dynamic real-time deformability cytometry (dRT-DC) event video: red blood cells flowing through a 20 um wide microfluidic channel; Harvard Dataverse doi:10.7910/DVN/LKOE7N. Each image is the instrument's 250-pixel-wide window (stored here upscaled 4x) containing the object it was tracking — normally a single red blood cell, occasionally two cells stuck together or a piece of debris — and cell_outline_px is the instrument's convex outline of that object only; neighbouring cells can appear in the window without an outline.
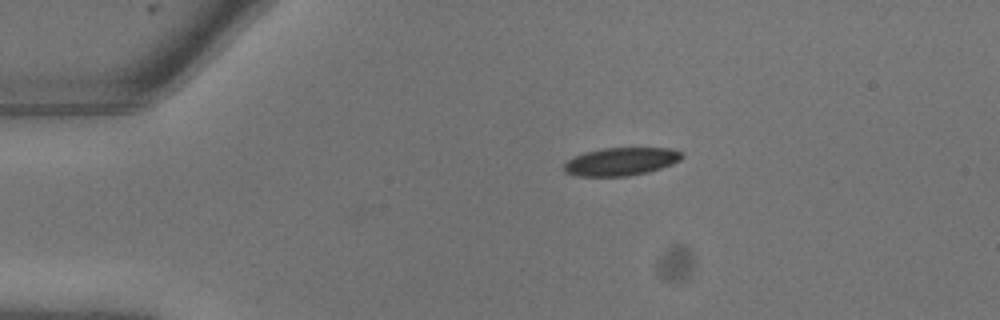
{"species": "common noctule bat (a hibernating species)", "species_latin": "Nyctalus noctula", "temperature_condition": "warm", "stored_images_in_passage": 5, "camera_frame_rate_fps": 3000, "um_per_image_px": 0.085, "animal": {"sex": "male", "body_mass_g": 13.3}, "frame": {"image": 1, "passage_image": 1, "time_ms": 0.0, "image_size_px": [1000, 320], "cell_outline_px": [[684, 156], [680, 160], [672, 164], [648, 172], [628, 176], [576, 176], [564, 172], [564, 164], [568, 160], [584, 152], [604, 148], [668, 148], [684, 152]], "centroid_in_image_um": [52.8, 13.73], "position_along_channel_um": 32.2, "area_um2": 19.25}}
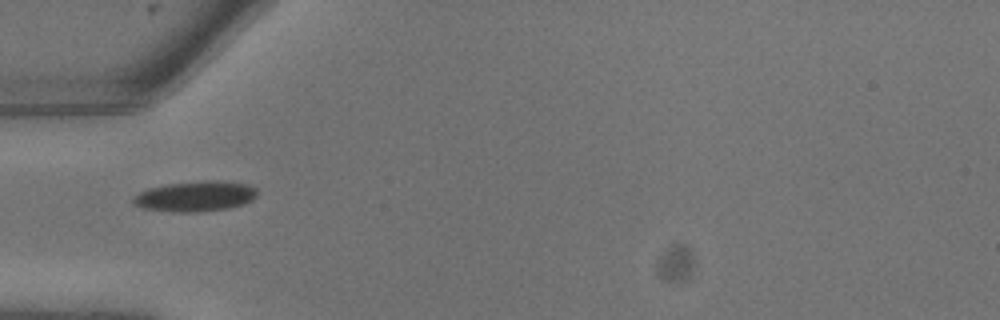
{"frame": {"image": 2, "passage_image": 4, "time_ms": 1.0, "image_size_px": [1000, 320], "cell_outline_px": [[256, 196], [252, 200], [244, 204], [228, 208], [200, 212], [172, 212], [140, 208], [132, 204], [132, 200], [140, 192], [148, 188], [168, 184], [212, 180], [248, 184], [256, 188]], "centroid_in_image_um": [16.59, 16.7], "position_along_channel_um": 68.4, "area_um2": 21.91}}